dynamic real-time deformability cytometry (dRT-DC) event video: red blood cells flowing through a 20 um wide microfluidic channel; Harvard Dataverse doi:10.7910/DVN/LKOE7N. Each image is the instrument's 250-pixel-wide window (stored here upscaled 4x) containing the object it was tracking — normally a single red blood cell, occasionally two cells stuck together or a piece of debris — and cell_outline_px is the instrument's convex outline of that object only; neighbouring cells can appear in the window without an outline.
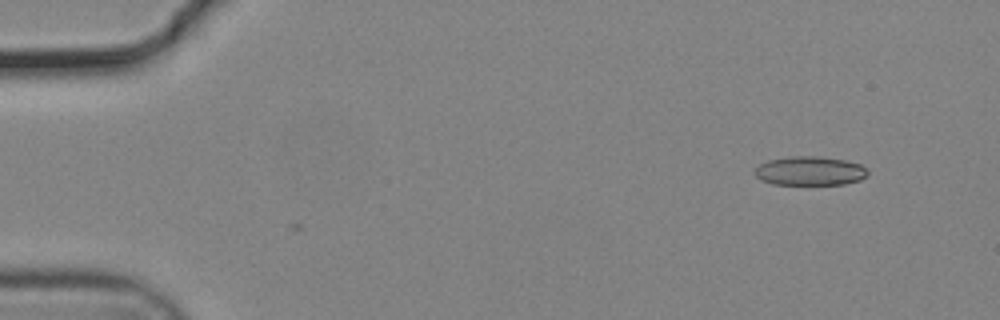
{"species": "common noctule bat (a hibernating species)", "species_latin": "Nyctalus noctula", "temperature_condition": "cold", "stored_images_in_passage": 2, "camera_frame_rate_fps": 3000, "um_per_image_px": 0.085, "animal": {"sex": "male", "body_mass_g": 19.2, "forearm_length_mm": 51.8}, "frame": {"image": 1, "passage_image": 1, "time_ms": 0.0, "image_size_px": [1000, 320], "cell_outline_px": [[868, 176], [860, 180], [844, 184], [772, 184], [760, 180], [756, 176], [756, 168], [760, 164], [768, 160], [792, 156], [820, 156], [844, 160], [860, 164], [868, 172]], "centroid_in_image_um": [68.85, 14.53], "position_along_channel_um": 16.2, "area_um2": 19.02}}